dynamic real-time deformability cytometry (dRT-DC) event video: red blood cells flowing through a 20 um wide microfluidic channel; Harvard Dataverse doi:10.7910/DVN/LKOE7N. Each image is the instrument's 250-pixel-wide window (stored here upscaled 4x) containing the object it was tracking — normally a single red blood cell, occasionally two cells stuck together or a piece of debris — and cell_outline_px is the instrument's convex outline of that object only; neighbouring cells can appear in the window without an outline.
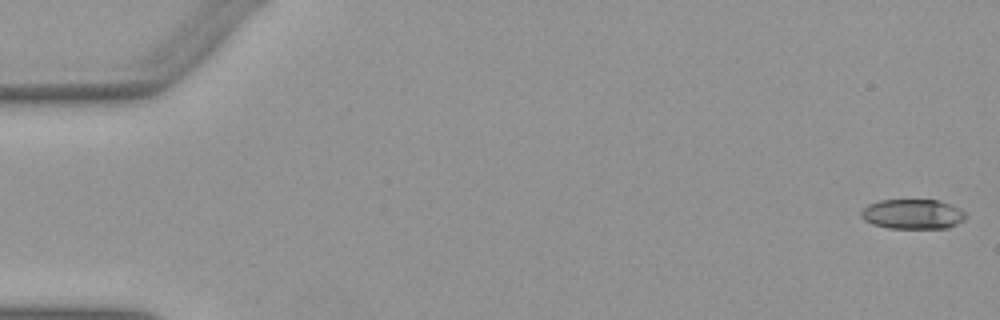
{"species": "Egyptian fruit bat (a non-hibernating species)", "species_latin": "Rousettus aegyptiacus", "temperature_condition": "warm", "stored_images_in_passage": 51, "camera_frame_rate_fps": 3000, "um_per_image_px": 0.085, "animal": {"sex": "female"}, "frame": {"image": 1, "passage_image": 1, "time_ms": 0.0, "image_size_px": [1000, 320], "cell_outline_px": [[968, 216], [964, 220], [948, 228], [888, 228], [872, 224], [864, 220], [860, 216], [860, 212], [868, 204], [880, 200], [940, 200], [960, 208], [968, 212]], "centroid_in_image_um": [77.61, 18.2], "position_along_channel_um": 7.4, "area_um2": 18.44}}
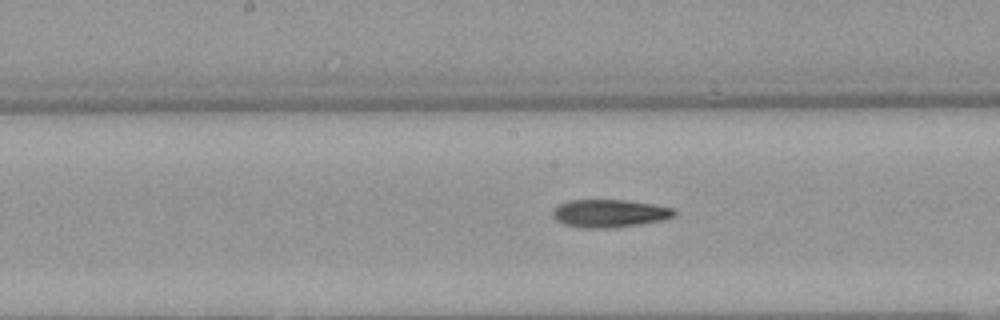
{"frame": {"image": 2, "passage_image": 27, "time_ms": 8.667, "image_size_px": [1000, 320], "cell_outline_px": [[676, 212], [672, 216], [664, 220], [640, 224], [608, 228], [584, 228], [564, 224], [556, 220], [552, 216], [552, 208], [568, 200], [624, 200], [652, 204], [672, 208]], "centroid_in_image_um": [51.76, 18.13], "position_along_channel_um": 196.4, "area_um2": 19.65}}
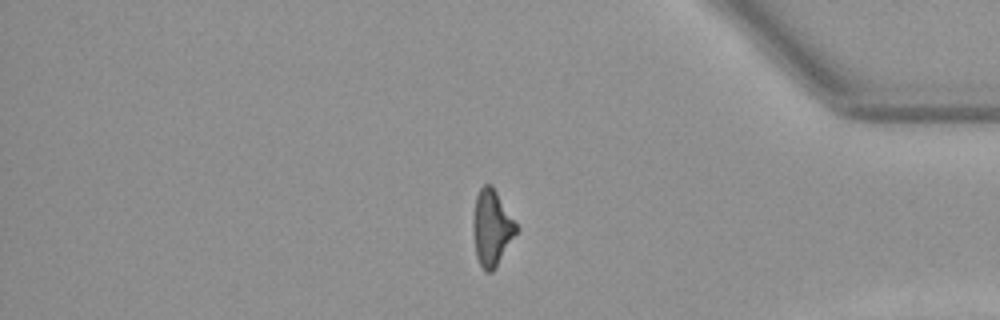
{"frame": {"image": 3, "passage_image": 44, "time_ms": 14.333, "image_size_px": [1000, 320], "cell_outline_px": [[520, 228], [496, 268], [492, 272], [484, 272], [476, 256], [472, 232], [472, 220], [476, 196], [480, 188], [484, 184], [492, 184]], "centroid_in_image_um": [41.8, 19.37], "position_along_channel_um": 393.4, "area_um2": 19.59}, "authors_computed_cell_mechanics": {"area_um2": 19.4786, "velocity_mm_per_s": 3.9477, "shape_relaxation_time_tau1_ms": null, "shape_relaxation_time_tau2_ms": 6.9561, "deformation_change_tau1": null, "deformation_change_tau2": 0.2053}}